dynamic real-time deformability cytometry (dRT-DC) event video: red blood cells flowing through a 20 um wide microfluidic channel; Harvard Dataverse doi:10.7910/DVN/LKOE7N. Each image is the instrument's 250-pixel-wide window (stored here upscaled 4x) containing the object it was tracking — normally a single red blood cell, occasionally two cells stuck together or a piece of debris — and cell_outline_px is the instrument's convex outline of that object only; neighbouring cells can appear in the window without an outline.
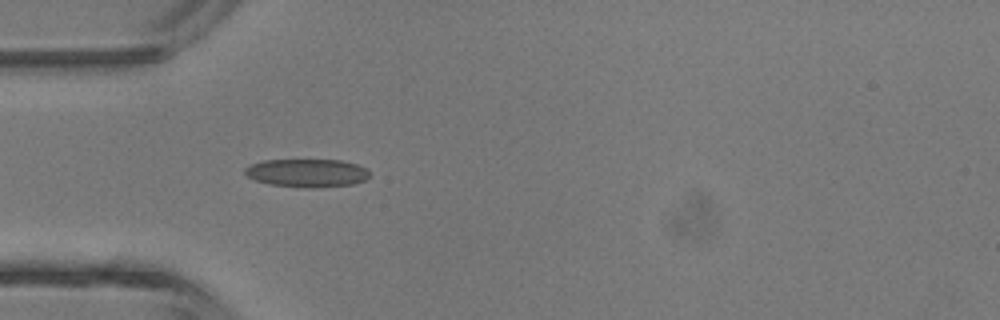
{"species": "common noctule bat (a hibernating species)", "species_latin": "Nyctalus noctula", "temperature_condition": "room temperature", "stored_images_in_passage": 5, "camera_frame_rate_fps": 3000, "um_per_image_px": 0.085, "animal": {"sex": "male", "body_mass_g": 13.3}, "frame": {"image": 1, "passage_image": 5, "time_ms": 4.333, "image_size_px": [1000, 320], "cell_outline_px": [[368, 176], [364, 180], [352, 184], [312, 188], [308, 188], [268, 184], [256, 180], [248, 176], [244, 172], [244, 168], [252, 164], [264, 160], [340, 160], [356, 164], [364, 168], [368, 172]], "centroid_in_image_um": [26.06, 14.7], "position_along_channel_um": 58.9, "area_um2": 20.23}}